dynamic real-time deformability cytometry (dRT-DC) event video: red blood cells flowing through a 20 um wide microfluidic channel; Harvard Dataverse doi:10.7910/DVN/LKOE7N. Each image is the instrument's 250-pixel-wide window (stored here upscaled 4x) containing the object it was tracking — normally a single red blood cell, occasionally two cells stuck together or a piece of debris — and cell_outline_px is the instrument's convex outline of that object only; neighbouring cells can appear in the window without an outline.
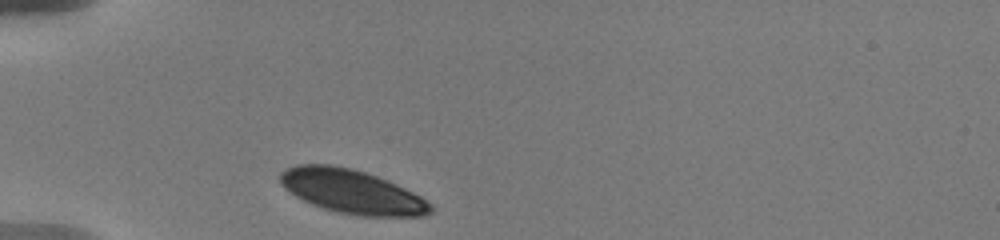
{"species": "human", "species_latin": "Homo sapiens", "temperature_condition": "warm", "stored_images_in_passage": 26, "camera_frame_rate_fps": 3000, "um_per_image_px": 0.085, "donor": {"sex": "male"}, "frame": {"image": 1, "passage_image": 1, "time_ms": 0.0, "image_size_px": [1000, 240], "cell_outline_px": [[432, 212], [424, 216], [356, 216], [336, 212], [312, 204], [296, 196], [284, 188], [280, 180], [280, 172], [296, 164], [332, 164], [352, 168], [376, 176], [396, 184], [420, 196], [432, 204]], "centroid_in_image_um": [29.9, 16.28], "position_along_channel_um": 55.1, "area_um2": 38.38}}
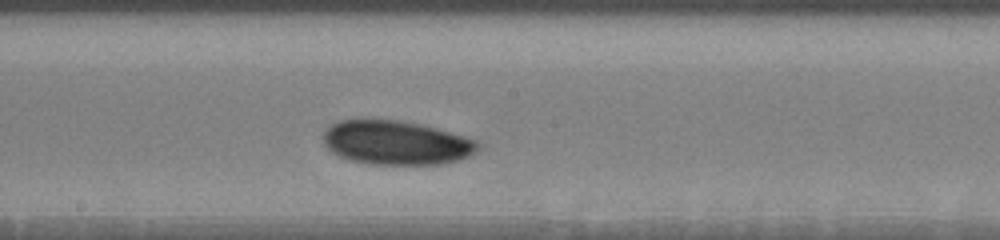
{"frame": {"image": 2, "passage_image": 14, "time_ms": 5.0, "image_size_px": [1000, 240], "cell_outline_px": [[480, 144], [468, 156], [456, 160], [440, 164], [368, 164], [352, 160], [340, 156], [332, 152], [324, 144], [324, 132], [332, 124], [340, 120], [364, 116], [404, 120], [436, 128], [464, 136], [476, 140]], "centroid_in_image_um": [33.6, 12.08], "position_along_channel_um": 214.6, "area_um2": 40.17}}
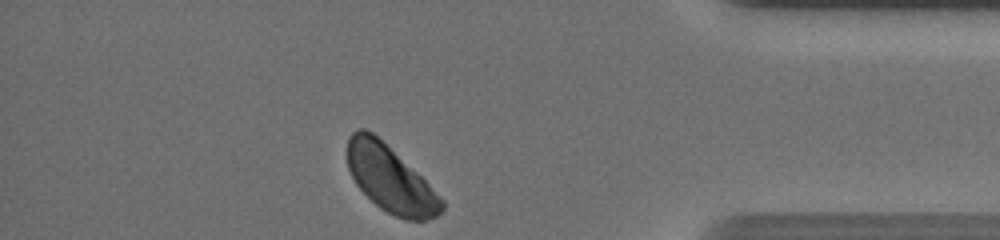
{"frame": {"image": 3, "passage_image": 26, "time_ms": 11.0, "image_size_px": [1000, 240], "cell_outline_px": [[444, 208], [436, 216], [428, 220], [404, 220], [380, 208], [356, 184], [348, 168], [348, 136], [352, 132], [360, 128], [364, 128], [372, 132], [416, 172], [444, 200]], "centroid_in_image_um": [33.17, 15.23], "position_along_channel_um": 402.0, "area_um2": 35.72}, "authors_computed_cell_mechanics": {"area_um2": 40.1421, "velocity_mm_per_s": 3.5331, "shape_relaxation_time_tau1_ms": 1.8393, "shape_relaxation_time_tau2_ms": null, "deformation_change_tau1": 0.0359, "deformation_change_tau2": null}}